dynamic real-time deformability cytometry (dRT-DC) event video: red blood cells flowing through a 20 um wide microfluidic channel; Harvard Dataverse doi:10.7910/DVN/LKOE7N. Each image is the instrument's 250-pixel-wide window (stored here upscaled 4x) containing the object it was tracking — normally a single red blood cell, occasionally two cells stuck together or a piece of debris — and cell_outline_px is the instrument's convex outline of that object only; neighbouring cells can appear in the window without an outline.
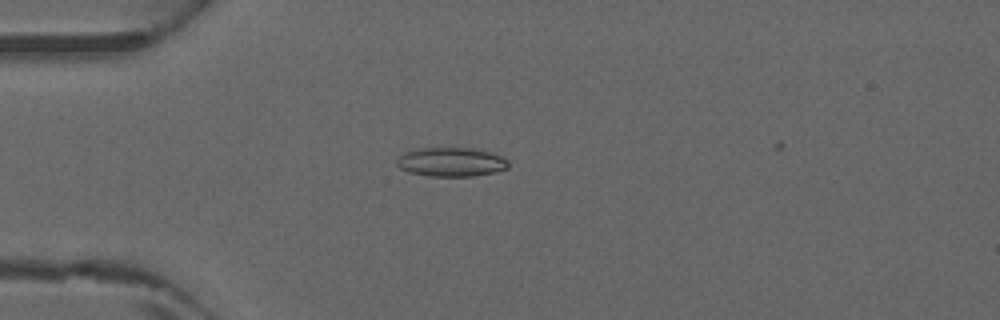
{"species": "common noctule bat (a hibernating species)", "species_latin": "Nyctalus noctula", "temperature_condition": "warm", "stored_images_in_passage": 1, "camera_frame_rate_fps": 3000, "um_per_image_px": 0.085, "animal": {"sex": "male", "forearm_length_mm": 52.5}, "frame": {"image": 1, "passage_image": 1, "time_ms": 0.0, "image_size_px": [1000, 320], "cell_outline_px": [[508, 168], [492, 172], [472, 176], [428, 176], [408, 172], [400, 168], [396, 164], [396, 160], [404, 152], [416, 148], [476, 148], [492, 152], [504, 156], [508, 160]], "centroid_in_image_um": [38.35, 13.75], "position_along_channel_um": 46.7, "area_um2": 19.07}}